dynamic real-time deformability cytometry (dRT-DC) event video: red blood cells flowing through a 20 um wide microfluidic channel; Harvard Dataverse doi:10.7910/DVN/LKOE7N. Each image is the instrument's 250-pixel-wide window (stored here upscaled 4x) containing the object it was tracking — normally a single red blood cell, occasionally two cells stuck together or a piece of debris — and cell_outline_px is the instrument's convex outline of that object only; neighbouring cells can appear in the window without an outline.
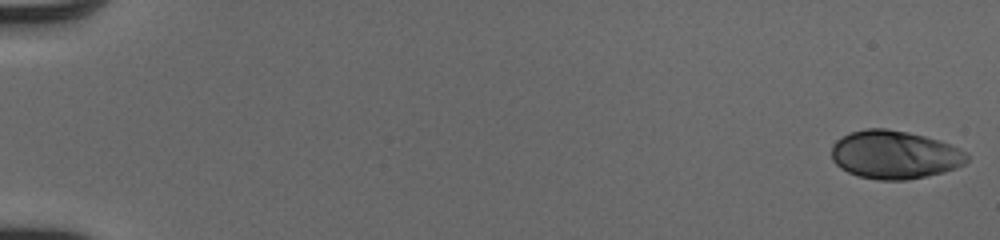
{"species": "human", "species_latin": "Homo sapiens", "temperature_condition": "cold", "stored_images_in_passage": 52, "camera_frame_rate_fps": 3000, "um_per_image_px": 0.085, "donor": {"sex": "male"}, "frame": {"image": 1, "passage_image": 1, "time_ms": 0.0, "image_size_px": [1000, 240], "cell_outline_px": [[968, 160], [964, 164], [956, 168], [944, 172], [908, 180], [880, 180], [856, 176], [840, 168], [832, 160], [832, 144], [836, 140], [852, 132], [868, 128], [884, 128], [908, 132], [940, 140], [964, 152], [968, 156]], "centroid_in_image_um": [76.02, 13.16], "position_along_channel_um": 9.0, "area_um2": 38.03}}
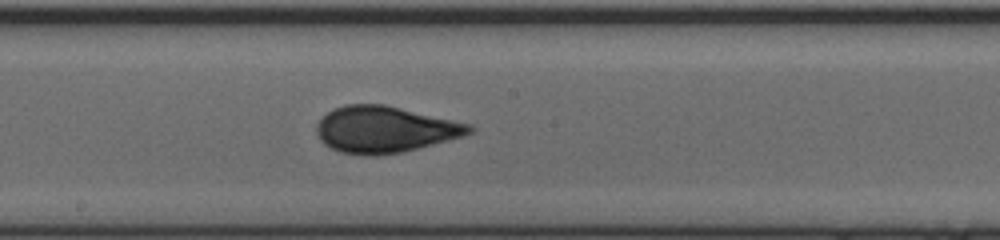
{"frame": {"image": 2, "passage_image": 30, "time_ms": 9.667, "image_size_px": [1000, 240], "cell_outline_px": [[476, 128], [472, 132], [464, 136], [400, 152], [372, 156], [364, 156], [340, 152], [324, 144], [320, 140], [316, 132], [316, 124], [320, 116], [332, 108], [344, 104], [384, 104], [472, 124]], "centroid_in_image_um": [32.67, 10.99], "position_along_channel_um": 215.5, "area_um2": 41.56}}
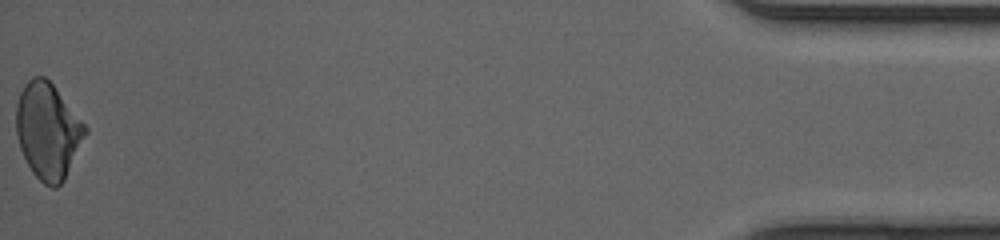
{"frame": {"image": 3, "passage_image": 52, "time_ms": 17.0, "image_size_px": [1000, 240], "cell_outline_px": [[88, 132], [64, 180], [56, 188], [52, 188], [44, 184], [32, 172], [20, 148], [16, 132], [16, 104], [20, 92], [24, 84], [32, 76], [44, 76], [52, 84], [88, 128]], "centroid_in_image_um": [4.06, 11.13], "position_along_channel_um": 431.1, "area_um2": 38.44}, "authors_computed_cell_mechanics": {"area_um2": 39.0728, "velocity_mm_per_s": 4.1142, "shape_relaxation_time_tau1_ms": 6.5339, "shape_relaxation_time_tau2_ms": null, "deformation_change_tau1": 0.1706, "deformation_change_tau2": null}}